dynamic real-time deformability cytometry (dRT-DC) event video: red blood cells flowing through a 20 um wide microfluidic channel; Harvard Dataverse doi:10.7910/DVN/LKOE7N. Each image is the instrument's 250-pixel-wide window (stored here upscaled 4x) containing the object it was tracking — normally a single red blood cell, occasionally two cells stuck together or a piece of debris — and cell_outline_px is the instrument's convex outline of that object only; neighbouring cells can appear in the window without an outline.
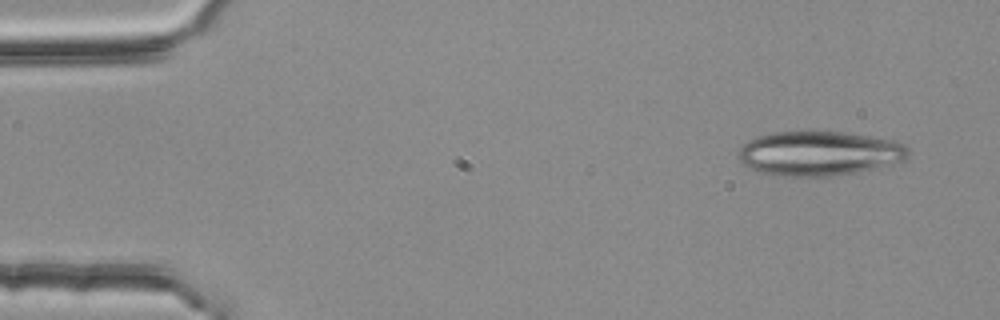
{"species": "common noctule bat (a hibernating species)", "species_latin": "Nyctalus noctula", "temperature_condition": "room temperature", "stored_images_in_passage": 3, "camera_frame_rate_fps": 3000, "um_per_image_px": 0.085, "animal": {"sex": "female", "body_mass_g": 25.1}, "frame": {"image": 1, "passage_image": 1, "time_ms": 0.0, "image_size_px": [1000, 320], "cell_outline_px": [[908, 156], [904, 160], [876, 168], [860, 172], [832, 176], [788, 176], [764, 172], [752, 168], [744, 164], [740, 160], [736, 152], [748, 140], [756, 136], [776, 132], [848, 132], [872, 136], [892, 140], [904, 144], [908, 148]], "centroid_in_image_um": [69.66, 13.03], "position_along_channel_um": 15.3, "area_um2": 43.87}}